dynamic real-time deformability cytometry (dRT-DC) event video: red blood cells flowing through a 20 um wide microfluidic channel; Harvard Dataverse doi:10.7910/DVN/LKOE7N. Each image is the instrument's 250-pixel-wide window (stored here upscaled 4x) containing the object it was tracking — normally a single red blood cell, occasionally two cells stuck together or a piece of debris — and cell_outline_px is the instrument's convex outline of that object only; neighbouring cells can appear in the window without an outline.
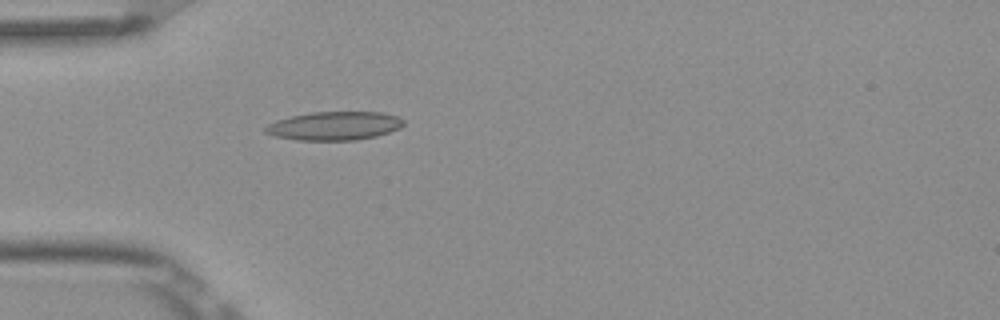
{"species": "Egyptian fruit bat (a non-hibernating species)", "species_latin": "Rousettus aegyptiacus", "temperature_condition": "room temperature", "stored_images_in_passage": 5, "camera_frame_rate_fps": 3000, "um_per_image_px": 0.085, "frame": {"image": 1, "passage_image": 5, "time_ms": 1.333, "image_size_px": [1000, 320], "cell_outline_px": [[404, 124], [400, 128], [376, 136], [356, 140], [296, 140], [276, 136], [264, 132], [264, 128], [268, 124], [276, 120], [292, 116], [312, 112], [380, 112], [396, 116], [404, 120]], "centroid_in_image_um": [28.41, 10.7], "position_along_channel_um": 56.6, "area_um2": 22.89}}